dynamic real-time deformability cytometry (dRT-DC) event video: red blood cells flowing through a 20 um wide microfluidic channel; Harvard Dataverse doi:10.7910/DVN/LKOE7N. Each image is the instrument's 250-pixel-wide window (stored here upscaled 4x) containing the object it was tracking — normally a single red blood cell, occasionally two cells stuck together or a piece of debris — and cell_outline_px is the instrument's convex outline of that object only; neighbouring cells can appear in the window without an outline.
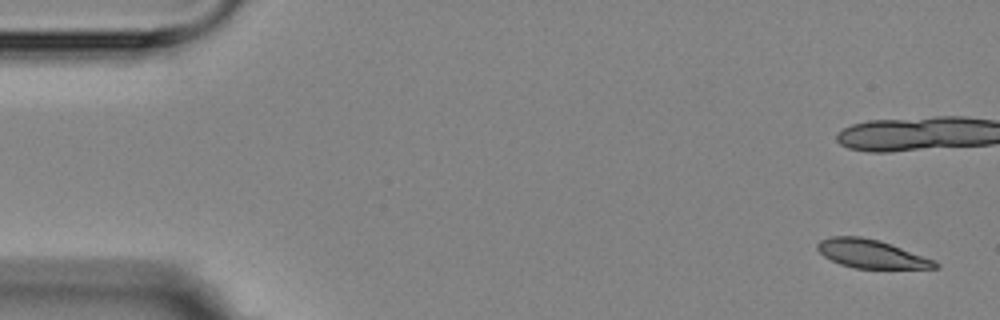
{"species": "Egyptian fruit bat (a non-hibernating species)", "species_latin": "Rousettus aegyptiacus", "temperature_condition": "room temperature", "stored_images_in_passage": 5, "camera_frame_rate_fps": 3000, "um_per_image_px": 0.085, "animal": {"sex": "female"}, "frame": {"image": 1, "passage_image": 1, "time_ms": 0.0, "image_size_px": [1000, 320], "cell_outline_px": [[940, 268], [856, 268], [840, 264], [824, 256], [816, 248], [816, 244], [820, 240], [832, 236], [860, 236], [880, 240], [892, 244], [936, 260], [940, 264]], "centroid_in_image_um": [74.09, 21.57], "position_along_channel_um": 10.9, "area_um2": 19.59}}